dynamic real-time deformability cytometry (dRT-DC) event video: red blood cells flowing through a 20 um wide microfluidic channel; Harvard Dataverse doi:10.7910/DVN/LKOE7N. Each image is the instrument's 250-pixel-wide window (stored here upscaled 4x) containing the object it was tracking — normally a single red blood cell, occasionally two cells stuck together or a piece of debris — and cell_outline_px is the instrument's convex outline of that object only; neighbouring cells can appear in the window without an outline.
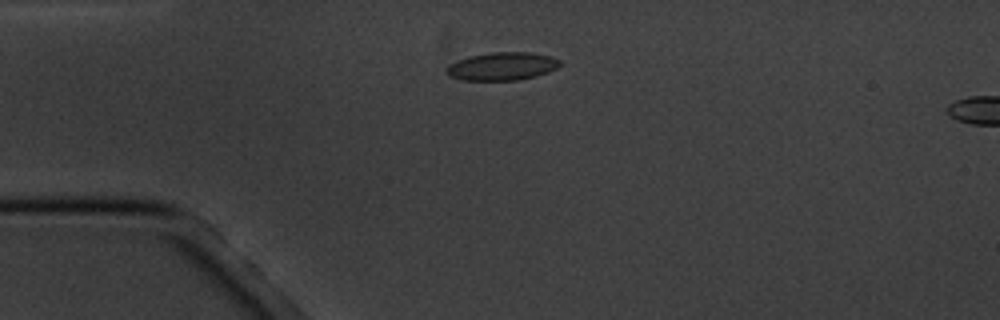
{"species": "common noctule bat (a hibernating species)", "species_latin": "Nyctalus noctula", "temperature_condition": "cold", "stored_images_in_passage": 3, "camera_frame_rate_fps": 3000, "um_per_image_px": 0.085, "animal": {"sex": "male", "body_mass_g": 20.1, "forearm_length_mm": 53.5}, "frame": {"image": 1, "passage_image": 2, "time_ms": 1.333, "image_size_px": [1000, 320], "cell_outline_px": [[560, 64], [556, 68], [548, 72], [536, 76], [516, 80], [464, 80], [448, 76], [444, 72], [444, 68], [448, 64], [468, 56], [492, 52], [528, 52], [552, 56], [560, 60]], "centroid_in_image_um": [42.63, 5.63], "position_along_channel_um": 42.4, "area_um2": 18.67}}